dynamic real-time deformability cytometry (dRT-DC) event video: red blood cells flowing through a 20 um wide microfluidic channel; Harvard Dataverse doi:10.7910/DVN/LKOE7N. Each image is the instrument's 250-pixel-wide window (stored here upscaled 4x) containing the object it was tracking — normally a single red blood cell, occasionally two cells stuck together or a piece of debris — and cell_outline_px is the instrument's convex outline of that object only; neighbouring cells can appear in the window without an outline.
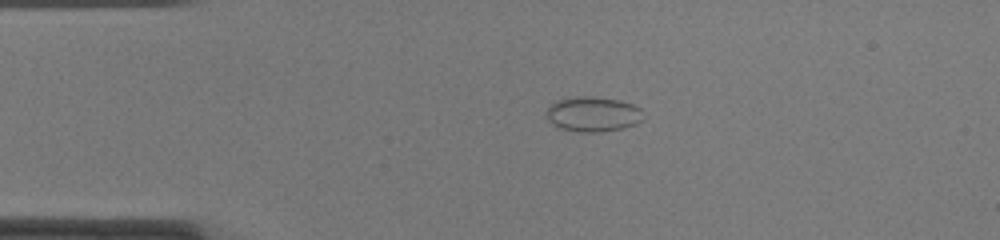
{"species": "common noctule bat (a hibernating species)", "species_latin": "Nyctalus noctula", "temperature_condition": "cold", "stored_images_in_passage": 41, "camera_frame_rate_fps": 3000, "um_per_image_px": 0.085, "animal": {"sex": "female", "body_mass_g": 22.0, "forearm_length_mm": 56.7}, "frame": {"image": 1, "passage_image": 1, "time_ms": 0.0, "image_size_px": [1000, 240], "cell_outline_px": [[644, 120], [636, 124], [624, 128], [600, 132], [580, 132], [560, 128], [552, 124], [548, 120], [548, 108], [556, 100], [580, 96], [592, 96], [620, 100], [632, 104], [640, 108]], "centroid_in_image_um": [50.44, 9.71], "position_along_channel_um": 34.6, "area_um2": 19.77}}
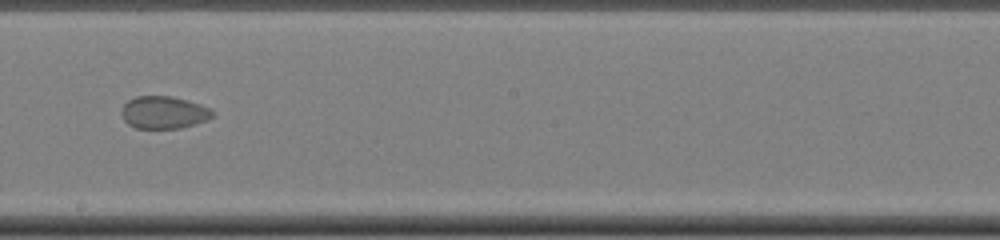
{"frame": {"image": 2, "passage_image": 19, "time_ms": 6.0, "image_size_px": [1000, 240], "cell_outline_px": [[216, 116], [208, 120], [196, 124], [180, 128], [136, 128], [128, 124], [124, 120], [120, 112], [124, 104], [128, 100], [136, 96], [172, 96], [188, 100], [212, 108], [216, 112]], "centroid_in_image_um": [13.98, 9.55], "position_along_channel_um": 234.2, "area_um2": 17.57}}
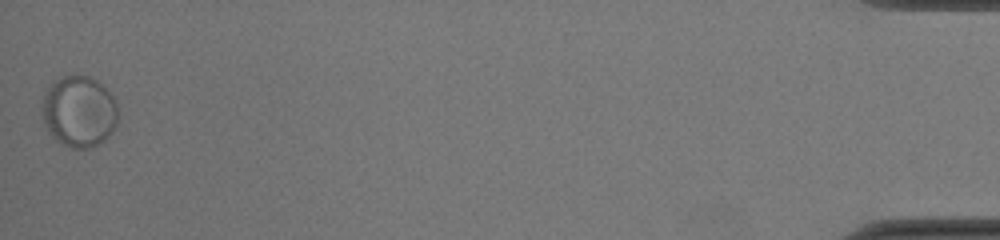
{"frame": {"image": 3, "passage_image": 41, "time_ms": 13.333, "image_size_px": [1000, 240], "cell_outline_px": [[116, 124], [112, 132], [104, 140], [88, 148], [72, 148], [60, 144], [52, 136], [44, 120], [44, 92], [52, 80], [76, 72], [88, 76], [104, 84], [112, 96], [116, 104]], "centroid_in_image_um": [6.72, 9.42], "position_along_channel_um": 428.5, "area_um2": 31.56}}